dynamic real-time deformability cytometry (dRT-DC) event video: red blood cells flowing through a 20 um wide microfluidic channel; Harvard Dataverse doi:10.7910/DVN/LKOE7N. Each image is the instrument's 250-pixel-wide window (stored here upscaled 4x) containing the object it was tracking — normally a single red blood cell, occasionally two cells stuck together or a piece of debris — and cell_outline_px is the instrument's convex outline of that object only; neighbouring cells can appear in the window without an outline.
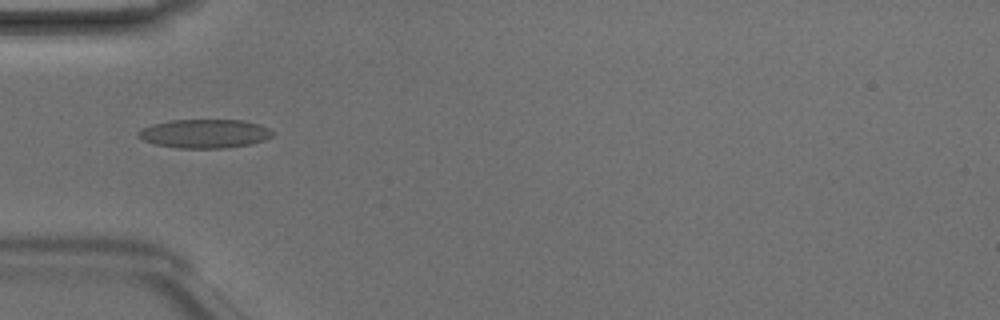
{"species": "Egyptian fruit bat (a non-hibernating species)", "species_latin": "Rousettus aegyptiacus", "temperature_condition": "room temperature", "stored_images_in_passage": 19, "camera_frame_rate_fps": 3000, "um_per_image_px": 0.085, "animal": {"sex": "male"}, "frame": {"image": 1, "passage_image": 1, "time_ms": 0.0, "image_size_px": [1000, 320], "cell_outline_px": [[276, 132], [272, 136], [264, 140], [252, 144], [224, 148], [176, 148], [156, 144], [144, 140], [136, 136], [136, 132], [140, 128], [152, 124], [172, 120], [244, 120], [260, 124]], "centroid_in_image_um": [17.4, 11.35], "position_along_channel_um": 67.6, "area_um2": 22.77}}
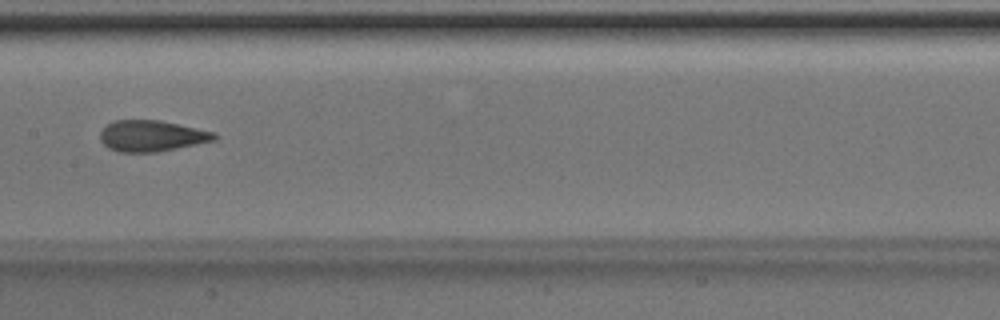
{"frame": {"image": 2, "passage_image": 10, "time_ms": 3.0, "image_size_px": [1000, 320], "cell_outline_px": [[216, 140], [156, 152], [120, 152], [108, 148], [100, 140], [100, 132], [112, 120], [160, 120], [216, 132]], "centroid_in_image_um": [12.88, 11.54], "position_along_channel_um": 194.5, "area_um2": 20.63}}
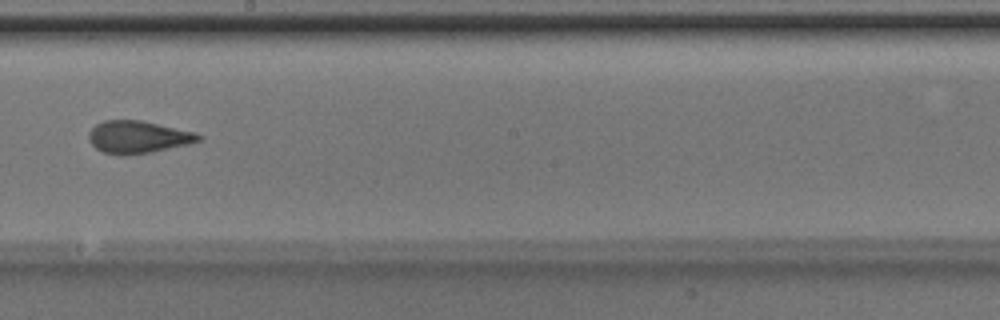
{"frame": {"image": 3, "passage_image": 13, "time_ms": 4.0, "image_size_px": [1000, 320], "cell_outline_px": [[204, 136], [200, 140], [188, 144], [152, 152], [120, 156], [104, 152], [96, 148], [88, 140], [88, 132], [96, 124], [104, 120], [140, 120], [196, 132]], "centroid_in_image_um": [11.72, 11.65], "position_along_channel_um": 236.5, "area_um2": 20.81}}